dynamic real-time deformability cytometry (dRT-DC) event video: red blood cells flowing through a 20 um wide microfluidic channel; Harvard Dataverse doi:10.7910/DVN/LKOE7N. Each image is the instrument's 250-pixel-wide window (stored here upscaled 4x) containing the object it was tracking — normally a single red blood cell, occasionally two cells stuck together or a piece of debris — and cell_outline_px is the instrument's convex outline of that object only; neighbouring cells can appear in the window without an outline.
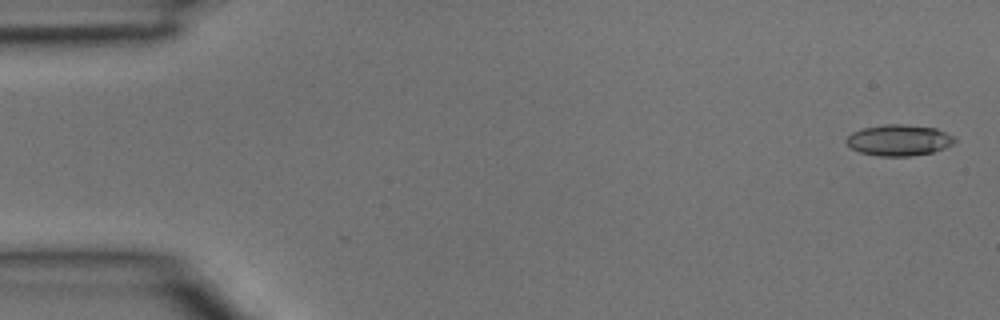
{"species": "common noctule bat (a hibernating species)", "species_latin": "Nyctalus noctula", "temperature_condition": "room temperature", "stored_images_in_passage": 4, "camera_frame_rate_fps": 3000, "um_per_image_px": 0.085, "animal": {"sex": "male", "body_mass_g": 15.6}, "frame": {"image": 1, "passage_image": 1, "time_ms": 0.0, "image_size_px": [1000, 320], "cell_outline_px": [[956, 140], [952, 144], [944, 148], [932, 152], [912, 156], [880, 156], [860, 152], [852, 148], [844, 140], [852, 132], [864, 128], [884, 124], [904, 124], [936, 128], [952, 136]], "centroid_in_image_um": [76.39, 11.91], "position_along_channel_um": 8.6, "area_um2": 19.48}}
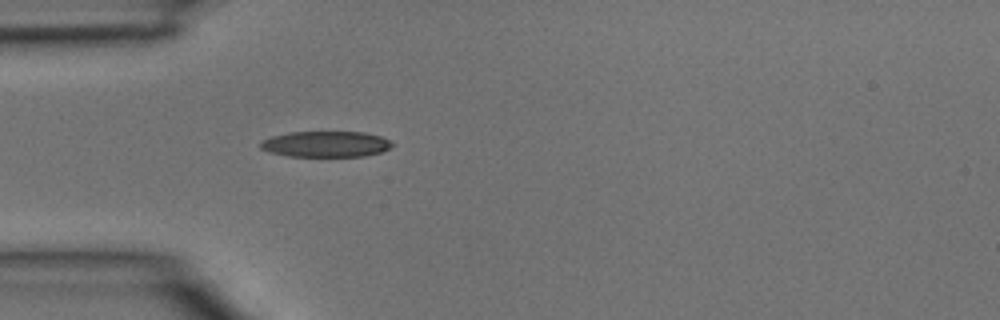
{"frame": {"image": 2, "passage_image": 4, "time_ms": 1.0, "image_size_px": [1000, 320], "cell_outline_px": [[392, 144], [388, 148], [380, 152], [364, 156], [288, 156], [268, 152], [260, 148], [260, 140], [272, 136], [288, 132], [364, 132], [380, 136], [388, 140]], "centroid_in_image_um": [27.62, 12.24], "position_along_channel_um": 57.4, "area_um2": 19.77}}